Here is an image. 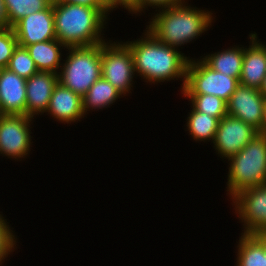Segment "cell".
<instances>
[{"instance_id":"obj_1","label":"cell","mask_w":266,"mask_h":266,"mask_svg":"<svg viewBox=\"0 0 266 266\" xmlns=\"http://www.w3.org/2000/svg\"><path fill=\"white\" fill-rule=\"evenodd\" d=\"M143 35L141 39L124 42L132 52L135 74L145 82L154 84L181 78L182 92L190 58L176 48L159 42L146 30Z\"/></svg>"},{"instance_id":"obj_2","label":"cell","mask_w":266,"mask_h":266,"mask_svg":"<svg viewBox=\"0 0 266 266\" xmlns=\"http://www.w3.org/2000/svg\"><path fill=\"white\" fill-rule=\"evenodd\" d=\"M56 39L66 47L91 46L106 42L101 35L108 8L53 2Z\"/></svg>"},{"instance_id":"obj_3","label":"cell","mask_w":266,"mask_h":266,"mask_svg":"<svg viewBox=\"0 0 266 266\" xmlns=\"http://www.w3.org/2000/svg\"><path fill=\"white\" fill-rule=\"evenodd\" d=\"M186 3L185 0L180 4L158 9L151 17L152 21L146 25V31L159 42L176 49L197 39L211 27L213 13Z\"/></svg>"},{"instance_id":"obj_4","label":"cell","mask_w":266,"mask_h":266,"mask_svg":"<svg viewBox=\"0 0 266 266\" xmlns=\"http://www.w3.org/2000/svg\"><path fill=\"white\" fill-rule=\"evenodd\" d=\"M227 161V194L232 199L241 191L266 184V135L257 134Z\"/></svg>"},{"instance_id":"obj_5","label":"cell","mask_w":266,"mask_h":266,"mask_svg":"<svg viewBox=\"0 0 266 266\" xmlns=\"http://www.w3.org/2000/svg\"><path fill=\"white\" fill-rule=\"evenodd\" d=\"M102 43L91 46L67 47L58 82L83 97L101 78Z\"/></svg>"},{"instance_id":"obj_6","label":"cell","mask_w":266,"mask_h":266,"mask_svg":"<svg viewBox=\"0 0 266 266\" xmlns=\"http://www.w3.org/2000/svg\"><path fill=\"white\" fill-rule=\"evenodd\" d=\"M239 80L210 68L202 59H189L182 94H210L228 102Z\"/></svg>"},{"instance_id":"obj_7","label":"cell","mask_w":266,"mask_h":266,"mask_svg":"<svg viewBox=\"0 0 266 266\" xmlns=\"http://www.w3.org/2000/svg\"><path fill=\"white\" fill-rule=\"evenodd\" d=\"M112 42L102 43L101 77L126 96L131 93L135 77L133 55L125 43Z\"/></svg>"},{"instance_id":"obj_8","label":"cell","mask_w":266,"mask_h":266,"mask_svg":"<svg viewBox=\"0 0 266 266\" xmlns=\"http://www.w3.org/2000/svg\"><path fill=\"white\" fill-rule=\"evenodd\" d=\"M33 119L26 115L0 114V154L20 161L29 155Z\"/></svg>"},{"instance_id":"obj_9","label":"cell","mask_w":266,"mask_h":266,"mask_svg":"<svg viewBox=\"0 0 266 266\" xmlns=\"http://www.w3.org/2000/svg\"><path fill=\"white\" fill-rule=\"evenodd\" d=\"M231 201L244 226L241 234L266 233V184L245 189Z\"/></svg>"},{"instance_id":"obj_10","label":"cell","mask_w":266,"mask_h":266,"mask_svg":"<svg viewBox=\"0 0 266 266\" xmlns=\"http://www.w3.org/2000/svg\"><path fill=\"white\" fill-rule=\"evenodd\" d=\"M259 132L242 120L230 115L218 123L213 145L220 158L229 159L243 149Z\"/></svg>"},{"instance_id":"obj_11","label":"cell","mask_w":266,"mask_h":266,"mask_svg":"<svg viewBox=\"0 0 266 266\" xmlns=\"http://www.w3.org/2000/svg\"><path fill=\"white\" fill-rule=\"evenodd\" d=\"M264 101L259 89L239 84L227 102V114L242 120L261 134Z\"/></svg>"},{"instance_id":"obj_12","label":"cell","mask_w":266,"mask_h":266,"mask_svg":"<svg viewBox=\"0 0 266 266\" xmlns=\"http://www.w3.org/2000/svg\"><path fill=\"white\" fill-rule=\"evenodd\" d=\"M12 28L21 47L55 40L53 4L47 9L23 17Z\"/></svg>"},{"instance_id":"obj_13","label":"cell","mask_w":266,"mask_h":266,"mask_svg":"<svg viewBox=\"0 0 266 266\" xmlns=\"http://www.w3.org/2000/svg\"><path fill=\"white\" fill-rule=\"evenodd\" d=\"M0 114L26 115V79L8 68L0 69Z\"/></svg>"},{"instance_id":"obj_14","label":"cell","mask_w":266,"mask_h":266,"mask_svg":"<svg viewBox=\"0 0 266 266\" xmlns=\"http://www.w3.org/2000/svg\"><path fill=\"white\" fill-rule=\"evenodd\" d=\"M58 83V74L50 71H38L26 79L27 116L36 117L44 114L53 92Z\"/></svg>"},{"instance_id":"obj_15","label":"cell","mask_w":266,"mask_h":266,"mask_svg":"<svg viewBox=\"0 0 266 266\" xmlns=\"http://www.w3.org/2000/svg\"><path fill=\"white\" fill-rule=\"evenodd\" d=\"M46 113L55 121L64 124L80 121L85 116L82 97L58 82L53 89Z\"/></svg>"},{"instance_id":"obj_16","label":"cell","mask_w":266,"mask_h":266,"mask_svg":"<svg viewBox=\"0 0 266 266\" xmlns=\"http://www.w3.org/2000/svg\"><path fill=\"white\" fill-rule=\"evenodd\" d=\"M257 33L249 35L250 44L244 48L240 85L259 89L266 76V58L264 47L258 42Z\"/></svg>"},{"instance_id":"obj_17","label":"cell","mask_w":266,"mask_h":266,"mask_svg":"<svg viewBox=\"0 0 266 266\" xmlns=\"http://www.w3.org/2000/svg\"><path fill=\"white\" fill-rule=\"evenodd\" d=\"M26 49L34 60L38 71H50L59 74L62 65L61 58L63 56L61 55L63 54L61 49H67L59 40L35 43L26 46Z\"/></svg>"},{"instance_id":"obj_18","label":"cell","mask_w":266,"mask_h":266,"mask_svg":"<svg viewBox=\"0 0 266 266\" xmlns=\"http://www.w3.org/2000/svg\"><path fill=\"white\" fill-rule=\"evenodd\" d=\"M243 57L244 47L235 46L211 55L209 53L202 60L213 70L239 80L242 72Z\"/></svg>"},{"instance_id":"obj_19","label":"cell","mask_w":266,"mask_h":266,"mask_svg":"<svg viewBox=\"0 0 266 266\" xmlns=\"http://www.w3.org/2000/svg\"><path fill=\"white\" fill-rule=\"evenodd\" d=\"M236 266H266L264 233L241 234Z\"/></svg>"},{"instance_id":"obj_20","label":"cell","mask_w":266,"mask_h":266,"mask_svg":"<svg viewBox=\"0 0 266 266\" xmlns=\"http://www.w3.org/2000/svg\"><path fill=\"white\" fill-rule=\"evenodd\" d=\"M124 97L107 80L102 77L98 79L82 97L83 111L87 115L88 111L110 107L118 98Z\"/></svg>"},{"instance_id":"obj_21","label":"cell","mask_w":266,"mask_h":266,"mask_svg":"<svg viewBox=\"0 0 266 266\" xmlns=\"http://www.w3.org/2000/svg\"><path fill=\"white\" fill-rule=\"evenodd\" d=\"M189 135L195 141H214L219 120L208 114L196 111L193 107L186 120Z\"/></svg>"},{"instance_id":"obj_22","label":"cell","mask_w":266,"mask_h":266,"mask_svg":"<svg viewBox=\"0 0 266 266\" xmlns=\"http://www.w3.org/2000/svg\"><path fill=\"white\" fill-rule=\"evenodd\" d=\"M9 20V27L23 17L49 8L53 0H3Z\"/></svg>"},{"instance_id":"obj_23","label":"cell","mask_w":266,"mask_h":266,"mask_svg":"<svg viewBox=\"0 0 266 266\" xmlns=\"http://www.w3.org/2000/svg\"><path fill=\"white\" fill-rule=\"evenodd\" d=\"M189 98L191 106L199 112L217 118L219 121L227 115V102L210 94H183Z\"/></svg>"},{"instance_id":"obj_24","label":"cell","mask_w":266,"mask_h":266,"mask_svg":"<svg viewBox=\"0 0 266 266\" xmlns=\"http://www.w3.org/2000/svg\"><path fill=\"white\" fill-rule=\"evenodd\" d=\"M7 68L25 79H29L38 72L35 62L26 47L19 45L14 49Z\"/></svg>"},{"instance_id":"obj_25","label":"cell","mask_w":266,"mask_h":266,"mask_svg":"<svg viewBox=\"0 0 266 266\" xmlns=\"http://www.w3.org/2000/svg\"><path fill=\"white\" fill-rule=\"evenodd\" d=\"M18 41L12 27L0 29V69L7 68Z\"/></svg>"},{"instance_id":"obj_26","label":"cell","mask_w":266,"mask_h":266,"mask_svg":"<svg viewBox=\"0 0 266 266\" xmlns=\"http://www.w3.org/2000/svg\"><path fill=\"white\" fill-rule=\"evenodd\" d=\"M9 222L0 214V265L14 251L16 246L15 235L13 230L10 229Z\"/></svg>"},{"instance_id":"obj_27","label":"cell","mask_w":266,"mask_h":266,"mask_svg":"<svg viewBox=\"0 0 266 266\" xmlns=\"http://www.w3.org/2000/svg\"><path fill=\"white\" fill-rule=\"evenodd\" d=\"M185 0H138L137 3V14L144 12L146 8L152 7L162 9L167 8L173 5L180 4L184 2Z\"/></svg>"},{"instance_id":"obj_28","label":"cell","mask_w":266,"mask_h":266,"mask_svg":"<svg viewBox=\"0 0 266 266\" xmlns=\"http://www.w3.org/2000/svg\"><path fill=\"white\" fill-rule=\"evenodd\" d=\"M137 3L138 0H107L108 12L122 6V8L128 10L129 13L137 14Z\"/></svg>"},{"instance_id":"obj_29","label":"cell","mask_w":266,"mask_h":266,"mask_svg":"<svg viewBox=\"0 0 266 266\" xmlns=\"http://www.w3.org/2000/svg\"><path fill=\"white\" fill-rule=\"evenodd\" d=\"M56 3H71L95 8H108L107 0H53Z\"/></svg>"},{"instance_id":"obj_30","label":"cell","mask_w":266,"mask_h":266,"mask_svg":"<svg viewBox=\"0 0 266 266\" xmlns=\"http://www.w3.org/2000/svg\"><path fill=\"white\" fill-rule=\"evenodd\" d=\"M9 28V20L6 13L4 1L0 0V29Z\"/></svg>"},{"instance_id":"obj_31","label":"cell","mask_w":266,"mask_h":266,"mask_svg":"<svg viewBox=\"0 0 266 266\" xmlns=\"http://www.w3.org/2000/svg\"><path fill=\"white\" fill-rule=\"evenodd\" d=\"M261 134L266 135V98L264 101V111H263V122H262V127H261Z\"/></svg>"},{"instance_id":"obj_32","label":"cell","mask_w":266,"mask_h":266,"mask_svg":"<svg viewBox=\"0 0 266 266\" xmlns=\"http://www.w3.org/2000/svg\"><path fill=\"white\" fill-rule=\"evenodd\" d=\"M260 92L264 96V98H266V76L264 77Z\"/></svg>"},{"instance_id":"obj_33","label":"cell","mask_w":266,"mask_h":266,"mask_svg":"<svg viewBox=\"0 0 266 266\" xmlns=\"http://www.w3.org/2000/svg\"><path fill=\"white\" fill-rule=\"evenodd\" d=\"M264 254H266V233H264Z\"/></svg>"},{"instance_id":"obj_34","label":"cell","mask_w":266,"mask_h":266,"mask_svg":"<svg viewBox=\"0 0 266 266\" xmlns=\"http://www.w3.org/2000/svg\"><path fill=\"white\" fill-rule=\"evenodd\" d=\"M259 43H261V45L264 47V53H265V58H266V44H262L261 41L258 40Z\"/></svg>"}]
</instances>
